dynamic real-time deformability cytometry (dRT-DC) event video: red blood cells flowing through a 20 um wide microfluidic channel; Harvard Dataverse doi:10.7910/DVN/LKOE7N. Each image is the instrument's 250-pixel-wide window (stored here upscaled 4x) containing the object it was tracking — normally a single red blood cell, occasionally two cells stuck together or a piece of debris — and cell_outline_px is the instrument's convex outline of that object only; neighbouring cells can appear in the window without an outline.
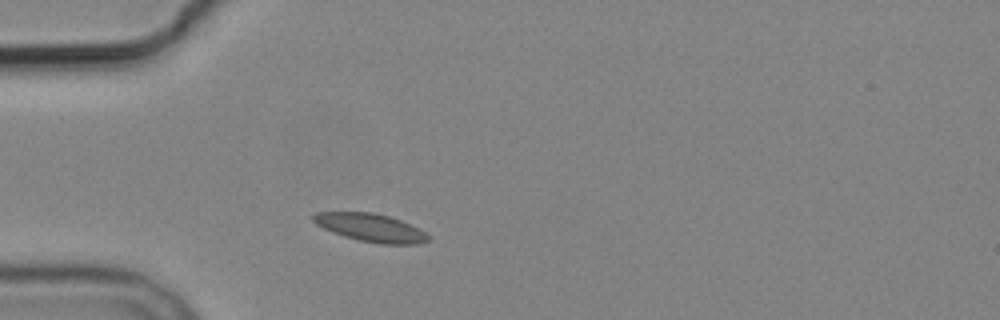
{"species": "common noctule bat (a hibernating species)", "species_latin": "Nyctalus noctula", "temperature_condition": "cold", "stored_images_in_passage": 1, "camera_frame_rate_fps": 3000, "um_per_image_px": 0.085, "animal": {"sex": "male", "body_mass_g": 19.2, "forearm_length_mm": 51.8}, "frame": {"image": 1, "passage_image": 1, "time_ms": 0.0, "image_size_px": [1000, 320], "cell_outline_px": [[432, 240], [420, 244], [380, 244], [360, 240], [344, 236], [332, 232], [316, 224], [312, 220], [312, 216], [316, 212], [372, 212], [388, 216], [400, 220], [432, 236]], "centroid_in_image_um": [31.53, 19.36], "position_along_channel_um": 53.5, "area_um2": 18.73}}